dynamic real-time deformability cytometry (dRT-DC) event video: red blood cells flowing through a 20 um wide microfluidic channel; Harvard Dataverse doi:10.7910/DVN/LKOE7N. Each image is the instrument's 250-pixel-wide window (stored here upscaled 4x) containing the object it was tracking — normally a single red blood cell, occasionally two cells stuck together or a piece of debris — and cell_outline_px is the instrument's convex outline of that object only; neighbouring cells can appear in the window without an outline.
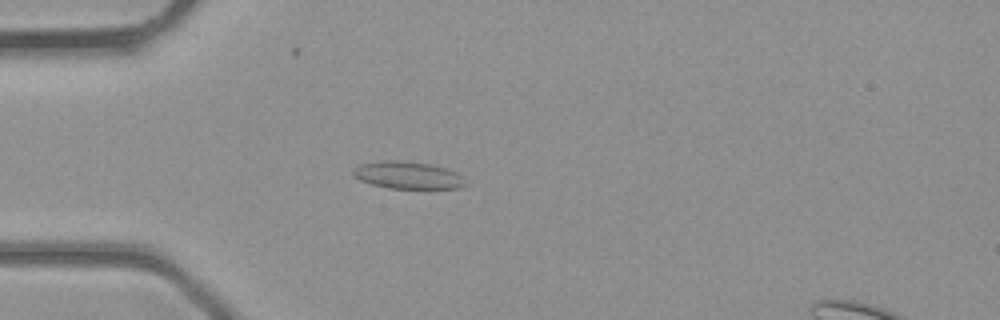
{"species": "common noctule bat (a hibernating species)", "species_latin": "Nyctalus noctula", "temperature_condition": "room temperature", "stored_images_in_passage": 37, "camera_frame_rate_fps": 3000, "um_per_image_px": 0.085, "animal": {"sex": "male", "body_mass_g": 23.1, "forearm_length_mm": 52.7}, "frame": {"image": 1, "passage_image": 9, "time_ms": 2.667, "image_size_px": [1000, 320], "cell_outline_px": [[468, 184], [460, 188], [388, 188], [372, 184], [360, 180], [352, 176], [352, 172], [360, 164], [384, 160], [396, 160], [428, 164], [444, 168], [456, 172]], "centroid_in_image_um": [34.64, 14.9], "position_along_channel_um": 50.4, "area_um2": 17.63}}
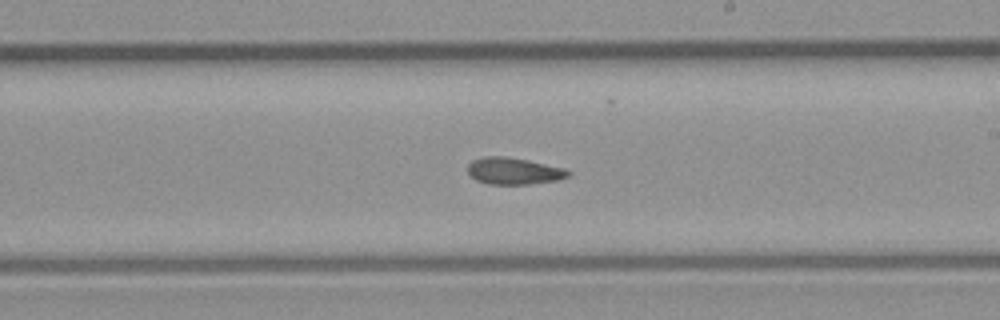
{"frame": {"image": 2, "passage_image": 21, "time_ms": 6.667, "image_size_px": [1000, 320], "cell_outline_px": [[572, 172], [568, 176], [556, 180], [528, 184], [488, 184], [476, 180], [468, 172], [468, 164], [472, 160], [484, 156], [504, 156], [528, 160], [564, 168]], "centroid_in_image_um": [43.65, 14.53], "position_along_channel_um": 245.4, "area_um2": 15.61}}
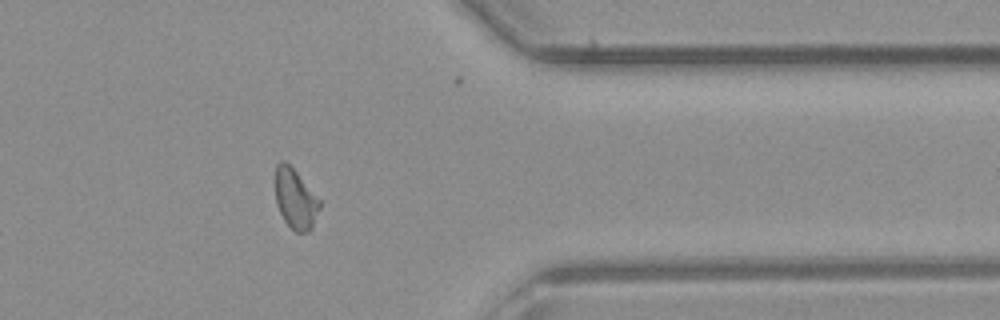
{"frame": {"image": 3, "passage_image": 30, "time_ms": 9.667, "image_size_px": [1000, 320], "cell_outline_px": [[320, 208], [312, 228], [308, 232], [296, 232], [284, 220], [276, 204], [276, 164], [280, 160], [284, 160], [296, 172], [320, 200]], "centroid_in_image_um": [25.11, 16.92], "position_along_channel_um": 386.3, "area_um2": 15.26}}